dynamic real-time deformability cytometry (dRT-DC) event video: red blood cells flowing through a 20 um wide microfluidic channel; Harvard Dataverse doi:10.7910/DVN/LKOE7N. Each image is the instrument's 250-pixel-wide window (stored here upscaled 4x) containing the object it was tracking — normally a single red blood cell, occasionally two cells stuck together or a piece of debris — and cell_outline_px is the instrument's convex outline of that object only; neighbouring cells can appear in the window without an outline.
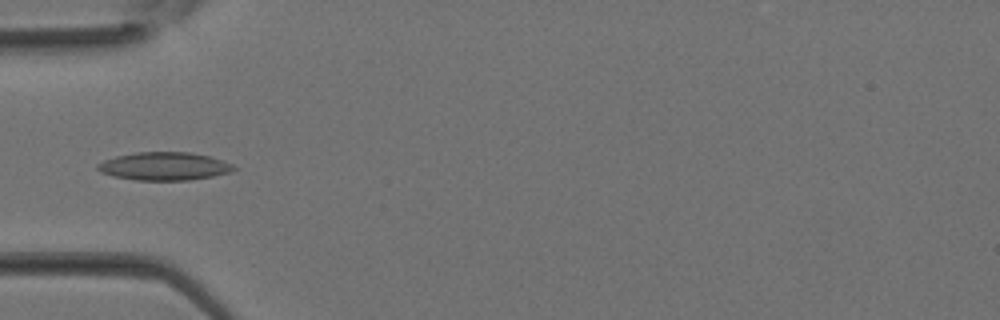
{"species": "Egyptian fruit bat (a non-hibernating species)", "species_latin": "Rousettus aegyptiacus", "temperature_condition": "room temperature", "stored_images_in_passage": 27, "camera_frame_rate_fps": 3000, "um_per_image_px": 0.085, "animal": {"sex": "female"}, "frame": {"image": 1, "passage_image": 3, "time_ms": 0.667, "image_size_px": [1000, 320], "cell_outline_px": [[236, 168], [232, 172], [212, 176], [188, 180], [136, 180], [112, 176], [100, 172], [96, 168], [96, 164], [104, 160], [116, 156], [136, 152], [192, 152], [224, 160], [232, 164]], "centroid_in_image_um": [13.95, 14.12], "position_along_channel_um": 71.1, "area_um2": 22.37}}
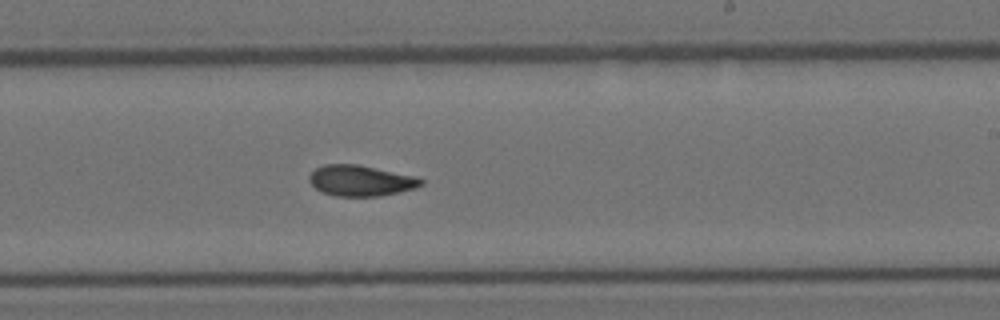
{"frame": {"image": 2, "passage_image": 13, "time_ms": 4.0, "image_size_px": [1000, 320], "cell_outline_px": [[424, 184], [416, 188], [400, 192], [380, 196], [336, 196], [324, 192], [316, 188], [308, 180], [308, 176], [316, 168], [324, 164], [356, 164], [416, 176], [424, 180]], "centroid_in_image_um": [30.69, 15.35], "position_along_channel_um": 258.3, "area_um2": 20.06}}
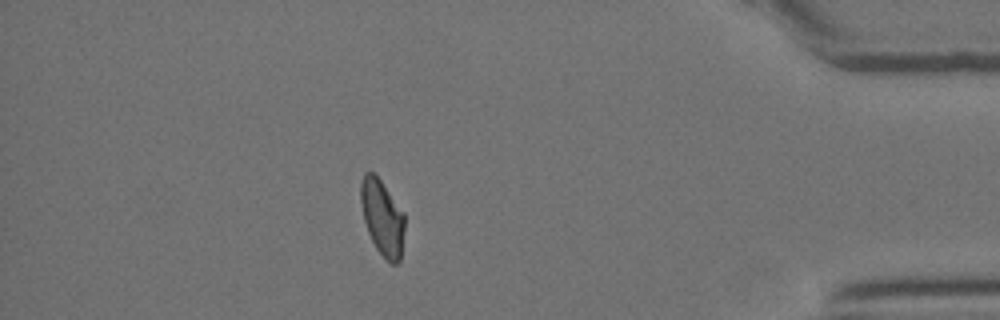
{"frame": {"image": 3, "passage_image": 23, "time_ms": 7.333, "image_size_px": [1000, 320], "cell_outline_px": [[404, 228], [400, 260], [396, 264], [392, 264], [376, 248], [368, 232], [364, 220], [360, 200], [360, 180], [364, 172], [372, 172], [380, 180], [404, 212]], "centroid_in_image_um": [32.48, 18.46], "position_along_channel_um": 402.7, "area_um2": 19.13}}